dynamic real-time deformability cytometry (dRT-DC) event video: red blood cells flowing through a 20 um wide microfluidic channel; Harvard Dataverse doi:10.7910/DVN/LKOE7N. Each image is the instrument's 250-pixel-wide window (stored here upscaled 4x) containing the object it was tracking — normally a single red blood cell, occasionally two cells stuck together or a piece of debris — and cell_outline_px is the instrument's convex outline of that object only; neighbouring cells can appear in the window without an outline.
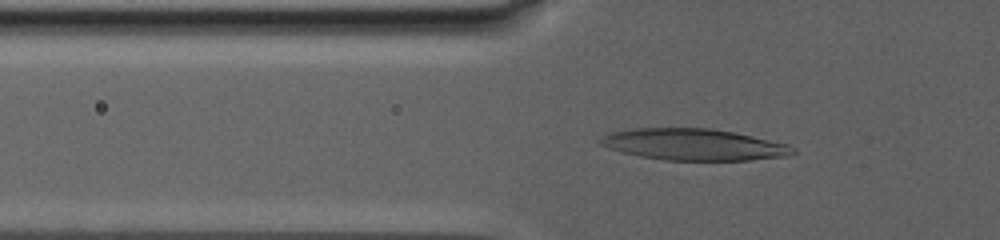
{"species": "human", "species_latin": "Homo sapiens", "temperature_condition": "warm", "stored_images_in_passage": 82, "camera_frame_rate_fps": 3000, "um_per_image_px": 0.085, "donor": {"sex": "male"}, "frame": {"image": 1, "passage_image": 32, "time_ms": 10.333, "image_size_px": [1000, 240], "cell_outline_px": [[796, 152], [788, 156], [752, 160], [664, 160], [640, 156], [620, 152], [596, 144], [596, 140], [612, 132], [632, 128], [712, 128], [752, 136], [788, 144], [796, 148]], "centroid_in_image_um": [58.94, 12.29], "position_along_channel_um": 66.9, "area_um2": 35.55}}
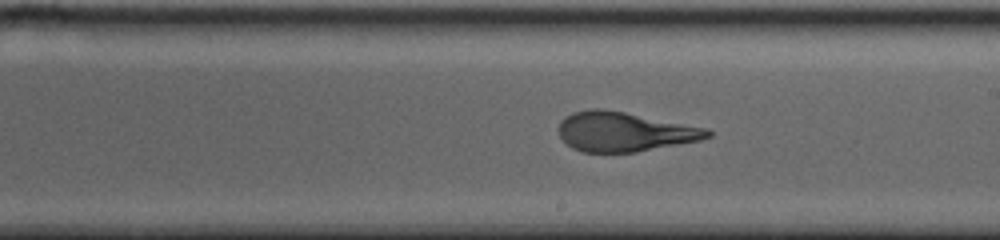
{"frame": {"image": 2, "passage_image": 52, "time_ms": 17.0, "image_size_px": [1000, 240], "cell_outline_px": [[712, 136], [700, 140], [636, 152], [580, 152], [572, 148], [560, 136], [560, 120], [564, 116], [572, 112], [592, 108], [600, 108], [624, 112], [708, 128], [712, 132]], "centroid_in_image_um": [53.07, 11.19], "position_along_channel_um": 235.9, "area_um2": 34.16}}
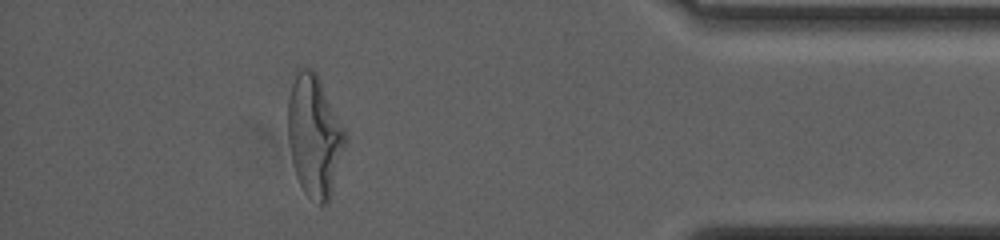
{"frame": {"image": 3, "passage_image": 75, "time_ms": 24.667, "image_size_px": [1000, 240], "cell_outline_px": [[348, 136], [328, 204], [320, 204], [308, 196], [304, 192], [296, 176], [288, 144], [288, 96], [296, 68], [312, 68], [316, 72]], "centroid_in_image_um": [26.71, 11.53], "position_along_channel_um": 408.5, "area_um2": 40.52}}